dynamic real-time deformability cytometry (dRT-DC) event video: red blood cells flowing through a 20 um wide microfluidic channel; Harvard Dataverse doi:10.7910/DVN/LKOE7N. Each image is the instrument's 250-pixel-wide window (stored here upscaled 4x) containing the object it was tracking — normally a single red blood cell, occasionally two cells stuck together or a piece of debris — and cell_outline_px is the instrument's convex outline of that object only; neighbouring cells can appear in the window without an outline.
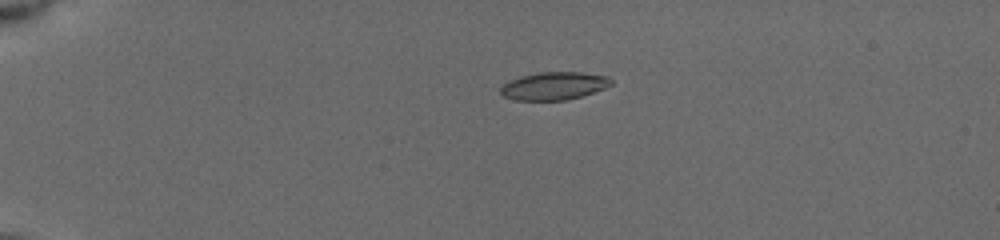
{"species": "common noctule bat (a hibernating species)", "species_latin": "Nyctalus noctula", "temperature_condition": "cold", "stored_images_in_passage": 18, "camera_frame_rate_fps": 3000, "um_per_image_px": 0.085, "animal": {"sex": "female", "body_mass_g": 19.5, "forearm_length_mm": 54.1}, "frame": {"image": 1, "passage_image": 7, "time_ms": 4.0, "image_size_px": [1000, 240], "cell_outline_px": [[612, 84], [604, 88], [580, 96], [564, 100], [516, 100], [504, 96], [500, 92], [500, 88], [508, 80], [520, 76], [540, 72], [580, 72], [608, 76], [612, 80]], "centroid_in_image_um": [47.06, 7.29], "position_along_channel_um": 37.9, "area_um2": 17.8}}
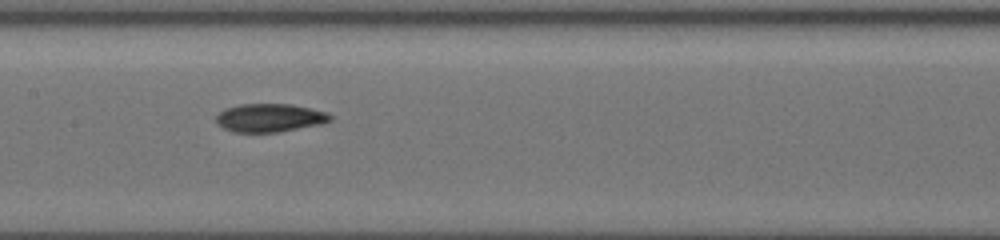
{"frame": {"image": 2, "passage_image": 15, "time_ms": 9.333, "image_size_px": [1000, 240], "cell_outline_px": [[332, 120], [320, 124], [276, 132], [232, 132], [216, 124], [216, 116], [224, 108], [240, 104], [292, 104], [328, 112], [332, 116]], "centroid_in_image_um": [22.91, 10.0], "position_along_channel_um": 184.5, "area_um2": 18.84}}
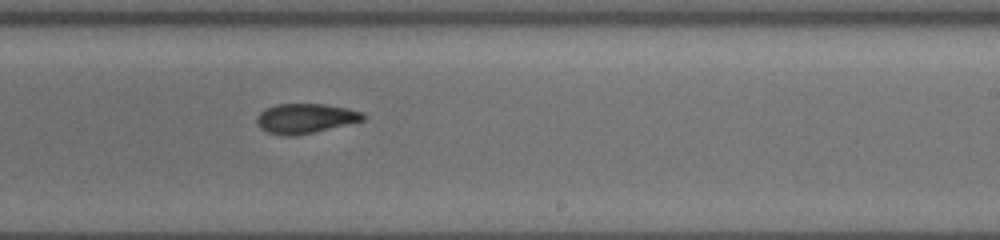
{"frame": {"image": 3, "passage_image": 18, "time_ms": 11.333, "image_size_px": [1000, 240], "cell_outline_px": [[364, 120], [296, 136], [280, 136], [268, 132], [260, 128], [256, 120], [260, 112], [276, 104], [324, 104], [348, 108], [364, 112]], "centroid_in_image_um": [25.95, 10.07], "position_along_channel_um": 263.1, "area_um2": 18.32}}